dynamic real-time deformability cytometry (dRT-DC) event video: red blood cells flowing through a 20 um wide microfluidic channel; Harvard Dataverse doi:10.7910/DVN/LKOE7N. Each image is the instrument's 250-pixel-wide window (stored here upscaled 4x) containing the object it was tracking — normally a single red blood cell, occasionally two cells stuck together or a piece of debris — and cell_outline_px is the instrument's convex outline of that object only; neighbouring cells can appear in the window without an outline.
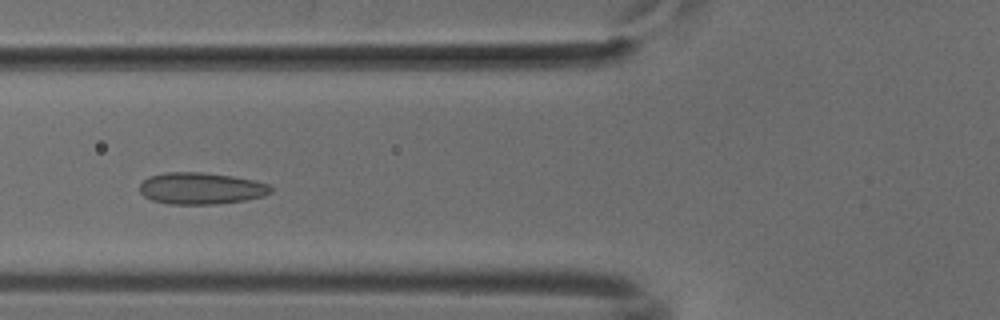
{"species": "common noctule bat (a hibernating species)", "species_latin": "Nyctalus noctula", "temperature_condition": "cold", "stored_images_in_passage": 50, "camera_frame_rate_fps": 3000, "um_per_image_px": 0.085, "animal": {"sex": "male", "body_mass_g": 18.8}, "frame": {"image": 1, "passage_image": 18, "time_ms": 5.667, "image_size_px": [1000, 320], "cell_outline_px": [[272, 192], [264, 196], [244, 200], [216, 204], [168, 204], [152, 200], [144, 196], [140, 192], [140, 184], [148, 176], [164, 172], [200, 172], [232, 176], [256, 180], [268, 184], [272, 188]], "centroid_in_image_um": [17.08, 16.01], "position_along_channel_um": 108.7, "area_um2": 24.33}}
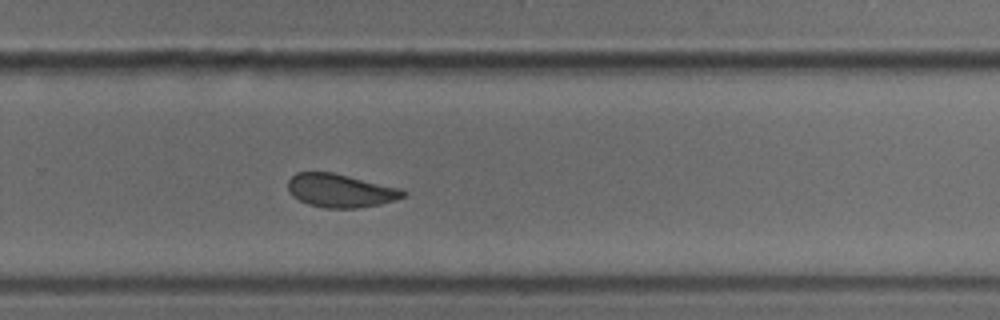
{"frame": {"image": 2, "passage_image": 33, "time_ms": 10.667, "image_size_px": [1000, 320], "cell_outline_px": [[408, 192], [404, 196], [380, 204], [356, 208], [324, 208], [308, 204], [292, 196], [288, 192], [288, 180], [296, 172], [332, 172], [400, 188]], "centroid_in_image_um": [28.9, 16.2], "position_along_channel_um": 300.9, "area_um2": 22.31}}
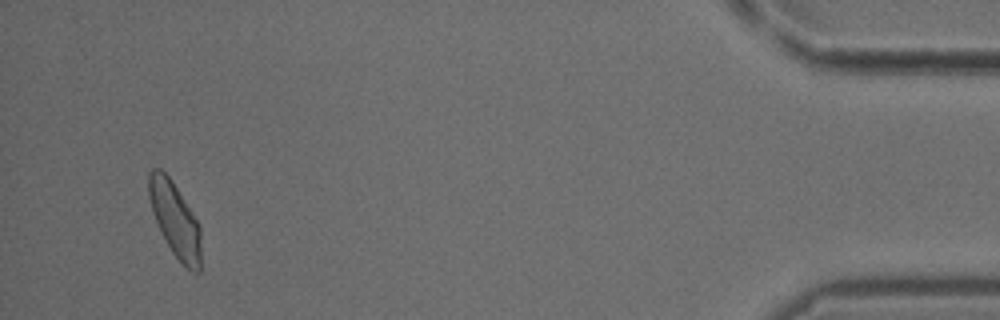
{"frame": {"image": 3, "passage_image": 48, "time_ms": 15.667, "image_size_px": [1000, 320], "cell_outline_px": [[200, 272], [192, 272], [172, 252], [152, 212], [148, 196], [148, 172], [152, 168], [160, 168], [168, 176], [200, 224]], "centroid_in_image_um": [14.86, 18.63], "position_along_channel_um": 420.3, "area_um2": 22.2}}